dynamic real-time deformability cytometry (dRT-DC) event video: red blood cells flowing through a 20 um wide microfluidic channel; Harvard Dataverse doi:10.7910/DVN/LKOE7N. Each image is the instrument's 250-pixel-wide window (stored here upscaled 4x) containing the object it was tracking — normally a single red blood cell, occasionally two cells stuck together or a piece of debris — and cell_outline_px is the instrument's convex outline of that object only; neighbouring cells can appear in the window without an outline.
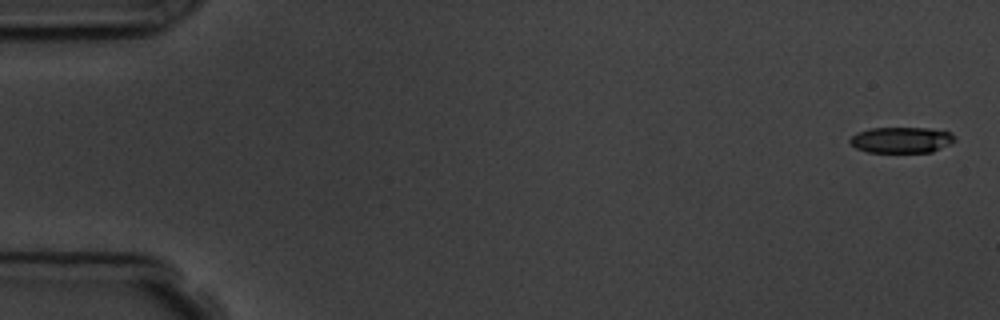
{"species": "common noctule bat (a hibernating species)", "species_latin": "Nyctalus noctula", "temperature_condition": "room temperature", "stored_images_in_passage": 10, "camera_frame_rate_fps": 3000, "um_per_image_px": 0.085, "animal": {"sex": "male", "body_mass_g": 19.5, "forearm_length_mm": 54.6}, "frame": {"image": 1, "passage_image": 1, "time_ms": 0.0, "image_size_px": [1000, 320], "cell_outline_px": [[956, 140], [952, 144], [932, 152], [868, 152], [856, 148], [848, 140], [856, 132], [872, 128], [928, 128], [948, 132], [956, 136]], "centroid_in_image_um": [76.64, 11.9], "position_along_channel_um": 8.4, "area_um2": 15.9}}
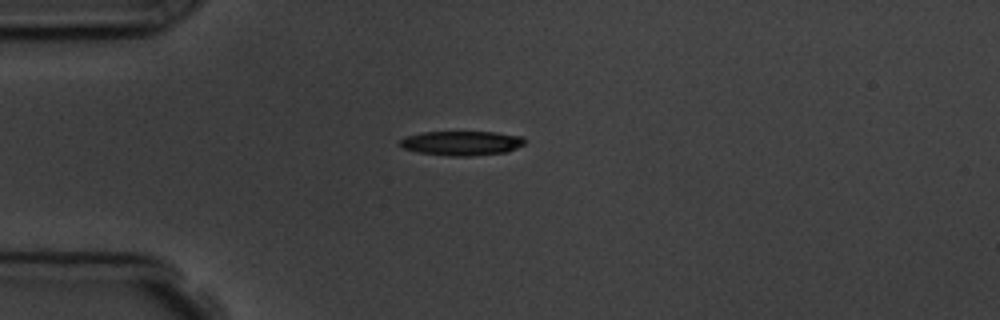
{"frame": {"image": 2, "passage_image": 4, "time_ms": 4.333, "image_size_px": [1000, 320], "cell_outline_px": [[524, 144], [508, 152], [468, 156], [448, 156], [420, 152], [404, 148], [396, 144], [400, 140], [408, 136], [420, 132], [496, 132], [524, 136]], "centroid_in_image_um": [39.25, 12.16], "position_along_channel_um": 45.7, "area_um2": 17.8}}